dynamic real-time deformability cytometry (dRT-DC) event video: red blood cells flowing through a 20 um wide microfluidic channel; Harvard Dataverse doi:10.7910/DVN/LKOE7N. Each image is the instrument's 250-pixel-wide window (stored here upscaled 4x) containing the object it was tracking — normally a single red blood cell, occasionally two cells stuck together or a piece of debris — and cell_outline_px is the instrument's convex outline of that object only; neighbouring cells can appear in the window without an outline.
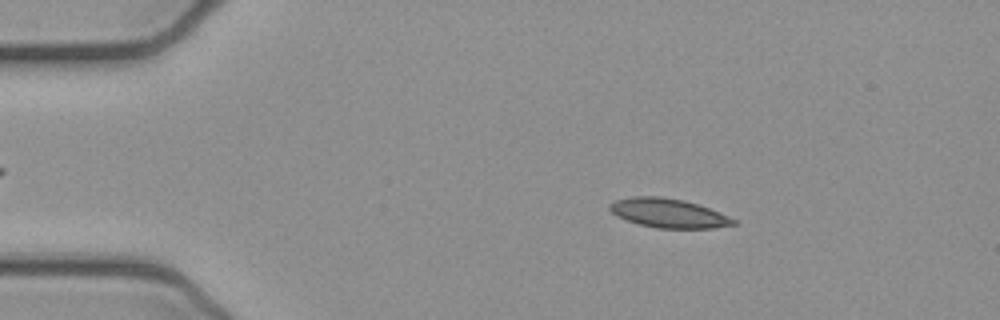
{"species": "common noctule bat (a hibernating species)", "species_latin": "Nyctalus noctula", "temperature_condition": "cold", "stored_images_in_passage": 51, "camera_frame_rate_fps": 3000, "um_per_image_px": 0.085, "animal": {"sex": "female", "body_mass_g": 21.9}, "frame": {"image": 1, "passage_image": 8, "time_ms": 2.333, "image_size_px": [1000, 320], "cell_outline_px": [[736, 224], [712, 228], [656, 228], [640, 224], [616, 216], [608, 208], [608, 204], [616, 200], [632, 196], [660, 196], [684, 200], [708, 208], [728, 216], [736, 220]], "centroid_in_image_um": [56.78, 18.11], "position_along_channel_um": 28.2, "area_um2": 20.81}}
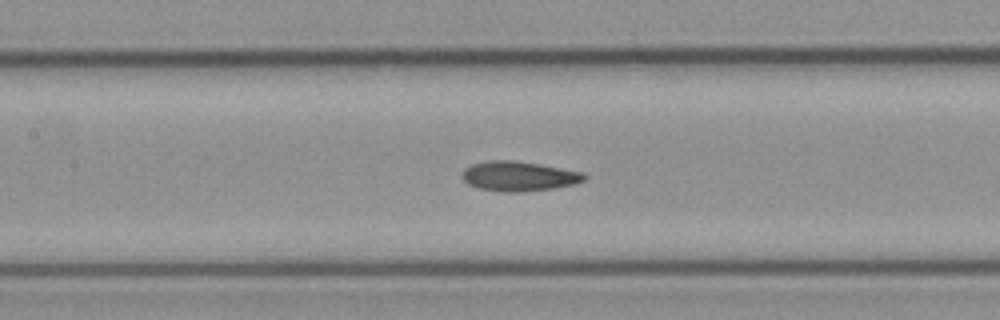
{"frame": {"image": 2, "passage_image": 23, "time_ms": 7.333, "image_size_px": [1000, 320], "cell_outline_px": [[588, 176], [584, 180], [576, 184], [552, 188], [520, 192], [504, 192], [480, 188], [468, 184], [460, 176], [460, 172], [464, 168], [472, 164], [488, 160], [512, 160], [540, 164], [584, 172]], "centroid_in_image_um": [44.09, 14.97], "position_along_channel_um": 163.3, "area_um2": 21.33}}
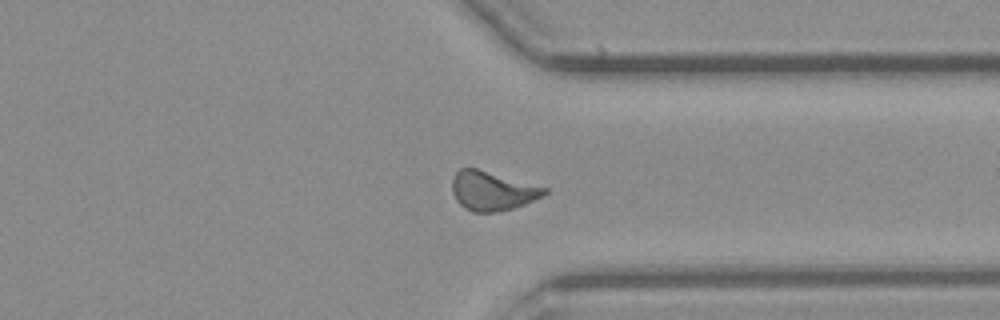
{"frame": {"image": 3, "passage_image": 39, "time_ms": 12.667, "image_size_px": [1000, 320], "cell_outline_px": [[548, 192], [544, 196], [524, 204], [500, 212], [472, 212], [464, 208], [456, 200], [452, 192], [452, 176], [460, 168], [476, 168], [548, 188]], "centroid_in_image_um": [41.83, 16.23], "position_along_channel_um": 369.6, "area_um2": 21.1}, "authors_computed_cell_mechanics": {"area_um2": 20.6346, "velocity_mm_per_s": 3.886, "shape_relaxation_time_tau1_ms": null, "shape_relaxation_time_tau2_ms": 3.1573, "deformation_change_tau1": null, "deformation_change_tau2": 0.0852}}